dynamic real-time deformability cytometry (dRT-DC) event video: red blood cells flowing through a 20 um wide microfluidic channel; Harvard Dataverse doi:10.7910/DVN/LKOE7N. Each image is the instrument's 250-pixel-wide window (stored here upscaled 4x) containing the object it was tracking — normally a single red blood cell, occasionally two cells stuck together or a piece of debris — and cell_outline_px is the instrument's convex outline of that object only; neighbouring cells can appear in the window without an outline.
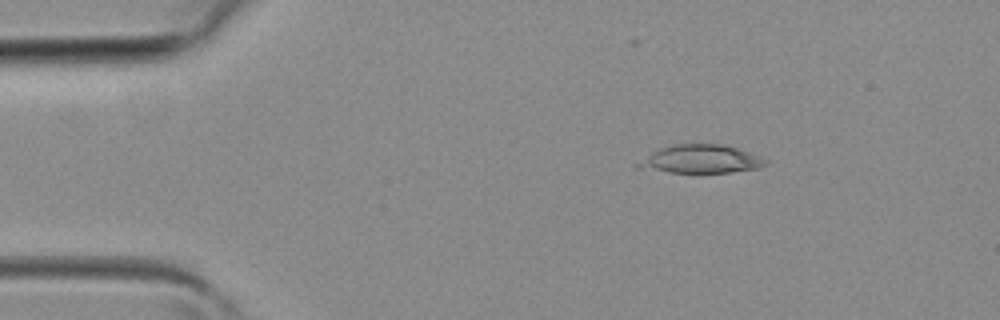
{"species": "common noctule bat (a hibernating species)", "species_latin": "Nyctalus noctula", "temperature_condition": "room temperature", "stored_images_in_passage": 3, "camera_frame_rate_fps": 3000, "um_per_image_px": 0.085, "animal": {"sex": "female", "body_mass_g": 19.3, "forearm_length_mm": 54.1}, "frame": {"image": 1, "passage_image": 1, "time_ms": 0.0, "image_size_px": [1000, 320], "cell_outline_px": [[768, 164], [760, 168], [732, 172], [668, 172], [636, 168], [632, 164], [652, 152], [660, 148], [676, 144], [720, 144], [736, 148], [760, 156], [768, 160]], "centroid_in_image_um": [59.53, 13.53], "position_along_channel_um": 25.5, "area_um2": 21.1}}
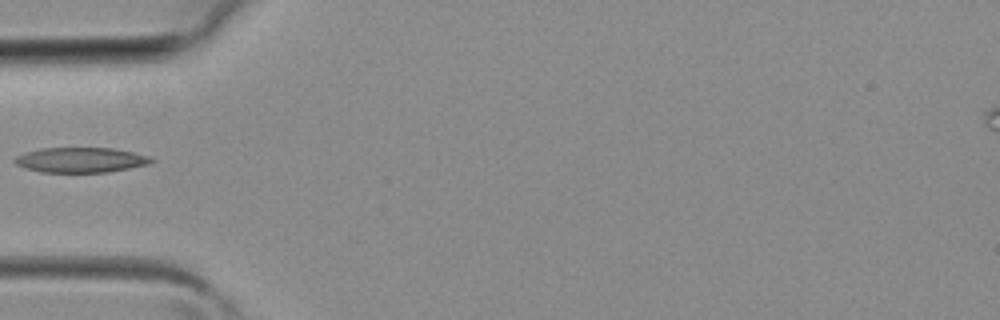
{"frame": {"image": 2, "passage_image": 3, "time_ms": 0.667, "image_size_px": [1000, 320], "cell_outline_px": [[156, 160], [148, 164], [108, 172], [40, 172], [16, 164], [12, 160], [16, 156], [24, 152], [40, 148], [112, 148], [132, 152], [148, 156]], "centroid_in_image_um": [6.83, 13.59], "position_along_channel_um": 78.2, "area_um2": 19.83}}